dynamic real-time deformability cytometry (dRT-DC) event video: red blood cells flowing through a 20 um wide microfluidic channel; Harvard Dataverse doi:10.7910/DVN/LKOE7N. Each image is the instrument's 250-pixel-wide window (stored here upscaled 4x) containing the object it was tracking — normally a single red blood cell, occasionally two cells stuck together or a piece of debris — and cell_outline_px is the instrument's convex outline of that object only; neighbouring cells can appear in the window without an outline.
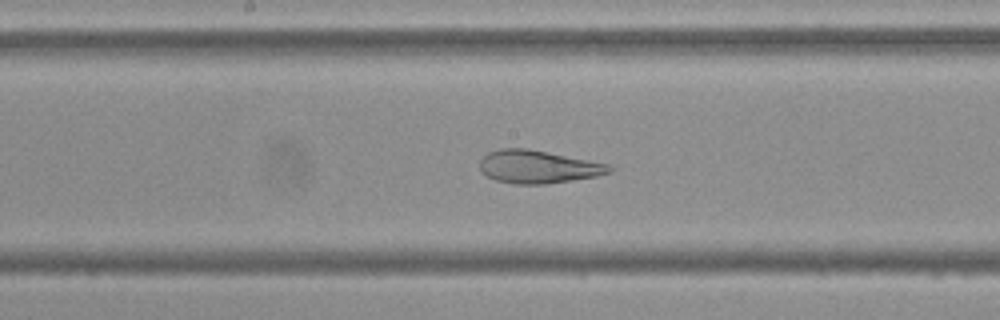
{"species": "Egyptian fruit bat (a non-hibernating species)", "species_latin": "Rousettus aegyptiacus", "temperature_condition": "cold", "stored_images_in_passage": 47, "camera_frame_rate_fps": 3000, "um_per_image_px": 0.085, "frame": {"image": 1, "passage_image": 26, "time_ms": 8.333, "image_size_px": [1000, 320], "cell_outline_px": [[616, 168], [612, 172], [596, 176], [572, 180], [544, 184], [516, 184], [496, 180], [480, 172], [480, 160], [488, 152], [500, 148], [528, 148], [612, 164]], "centroid_in_image_um": [45.78, 14.17], "position_along_channel_um": 202.4, "area_um2": 25.14}}
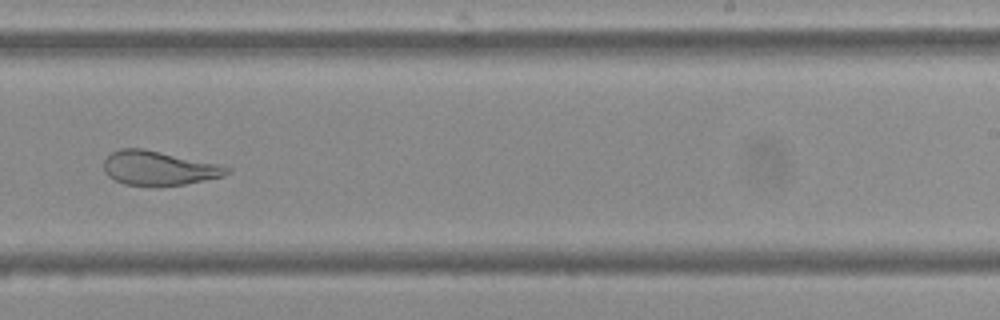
{"frame": {"image": 2, "passage_image": 32, "time_ms": 10.333, "image_size_px": [1000, 320], "cell_outline_px": [[232, 172], [224, 176], [184, 184], [124, 184], [108, 176], [104, 172], [104, 160], [112, 152], [120, 148], [144, 148], [216, 164], [232, 168]], "centroid_in_image_um": [13.49, 14.26], "position_along_channel_um": 275.5, "area_um2": 23.99}}
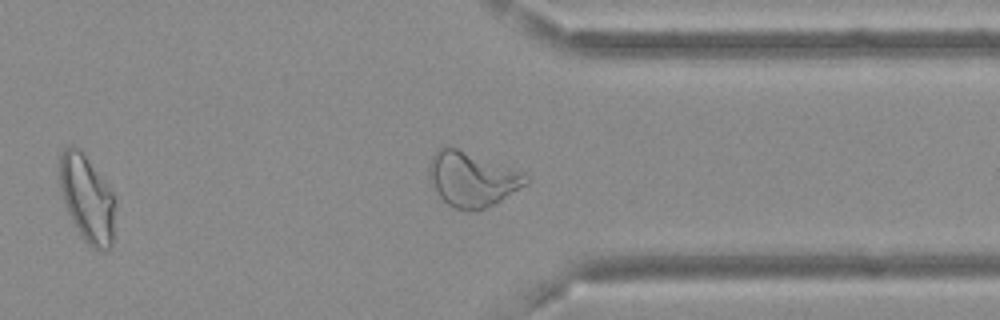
{"frame": {"image": 3, "passage_image": 40, "time_ms": 13.0, "image_size_px": [1000, 320], "cell_outline_px": [[528, 184], [500, 200], [484, 208], [468, 212], [452, 208], [440, 196], [428, 176], [428, 164], [432, 156], [444, 144], [456, 148], [524, 172], [528, 176]], "centroid_in_image_um": [40.11, 15.22], "position_along_channel_um": 371.3, "area_um2": 30.69}}